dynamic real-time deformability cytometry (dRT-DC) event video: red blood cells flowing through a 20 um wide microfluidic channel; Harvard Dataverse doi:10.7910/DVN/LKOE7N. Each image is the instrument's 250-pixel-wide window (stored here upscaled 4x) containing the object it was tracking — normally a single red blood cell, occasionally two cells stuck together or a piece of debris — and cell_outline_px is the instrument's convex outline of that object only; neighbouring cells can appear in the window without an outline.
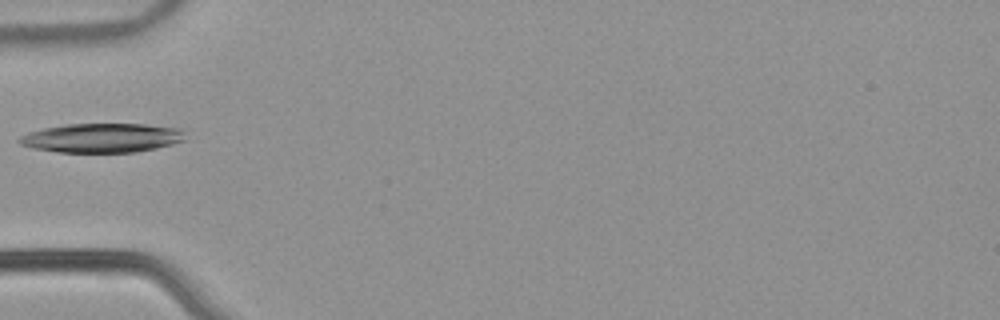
{"species": "common noctule bat (a hibernating species)", "species_latin": "Nyctalus noctula", "temperature_condition": "warm", "stored_images_in_passage": 22, "camera_frame_rate_fps": 3000, "um_per_image_px": 0.085, "animal": {"sex": "male", "body_mass_g": 21.5, "forearm_length_mm": 52.0}, "frame": {"image": 1, "passage_image": 1, "time_ms": 0.0, "image_size_px": [1000, 320], "cell_outline_px": [[184, 140], [172, 144], [156, 148], [136, 152], [60, 152], [32, 148], [20, 144], [16, 140], [20, 136], [28, 132], [44, 128], [64, 124], [144, 124], [180, 128], [184, 132]], "centroid_in_image_um": [8.64, 11.72], "position_along_channel_um": 76.4, "area_um2": 28.26}}